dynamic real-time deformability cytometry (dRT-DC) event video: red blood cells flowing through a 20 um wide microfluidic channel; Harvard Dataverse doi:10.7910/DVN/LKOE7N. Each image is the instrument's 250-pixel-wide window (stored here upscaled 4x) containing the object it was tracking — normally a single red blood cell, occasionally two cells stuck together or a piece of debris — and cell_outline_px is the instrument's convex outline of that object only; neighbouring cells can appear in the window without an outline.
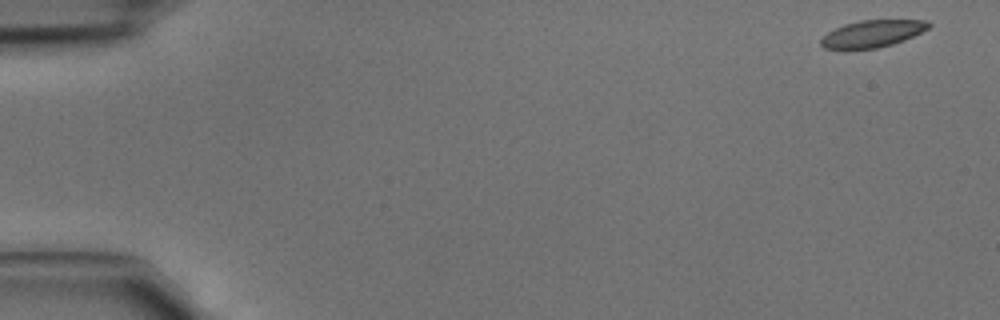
{"species": "common noctule bat (a hibernating species)", "species_latin": "Nyctalus noctula", "temperature_condition": "cold", "stored_images_in_passage": 45, "camera_frame_rate_fps": 3000, "um_per_image_px": 0.085, "animal": {"sex": "male", "body_mass_g": 15.6}, "frame": {"image": 1, "passage_image": 1, "time_ms": 0.0, "image_size_px": [1000, 320], "cell_outline_px": [[932, 24], [928, 28], [904, 40], [892, 44], [876, 48], [848, 52], [844, 52], [824, 48], [820, 44], [820, 40], [828, 32], [844, 24], [860, 20], [924, 20]], "centroid_in_image_um": [74.06, 2.91], "position_along_channel_um": 10.9, "area_um2": 17.4}}
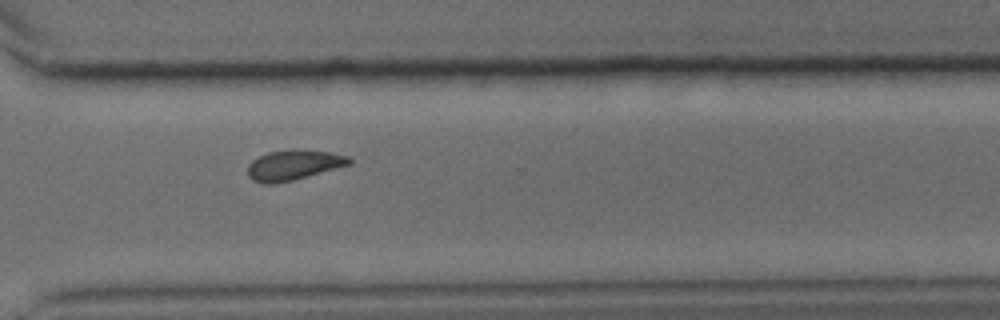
{"frame": {"image": 2, "passage_image": 33, "time_ms": 10.667, "image_size_px": [1000, 320], "cell_outline_px": [[352, 164], [292, 180], [276, 184], [264, 184], [252, 180], [248, 176], [248, 164], [252, 160], [268, 152], [292, 148], [296, 148], [332, 152], [348, 156], [352, 160]], "centroid_in_image_um": [24.95, 14.01], "position_along_channel_um": 345.6, "area_um2": 18.09}}
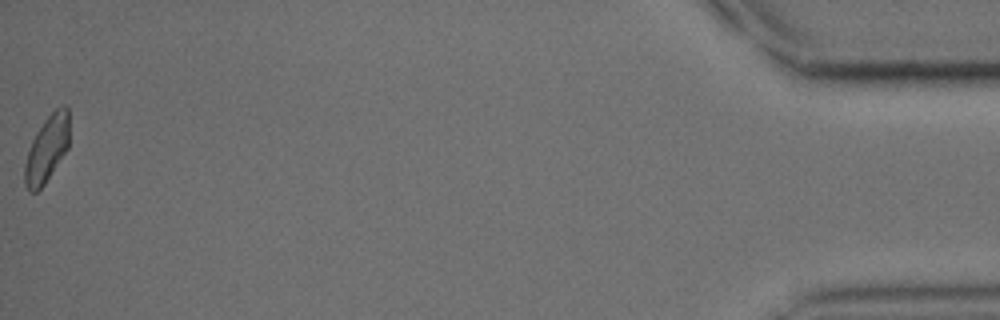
{"frame": {"image": 3, "passage_image": 45, "time_ms": 14.667, "image_size_px": [1000, 320], "cell_outline_px": [[68, 148], [44, 184], [36, 192], [28, 192], [24, 184], [24, 164], [32, 140], [36, 132], [44, 120], [60, 104], [64, 104], [68, 108]], "centroid_in_image_um": [3.97, 12.65], "position_along_channel_um": 431.2, "area_um2": 17.17}}